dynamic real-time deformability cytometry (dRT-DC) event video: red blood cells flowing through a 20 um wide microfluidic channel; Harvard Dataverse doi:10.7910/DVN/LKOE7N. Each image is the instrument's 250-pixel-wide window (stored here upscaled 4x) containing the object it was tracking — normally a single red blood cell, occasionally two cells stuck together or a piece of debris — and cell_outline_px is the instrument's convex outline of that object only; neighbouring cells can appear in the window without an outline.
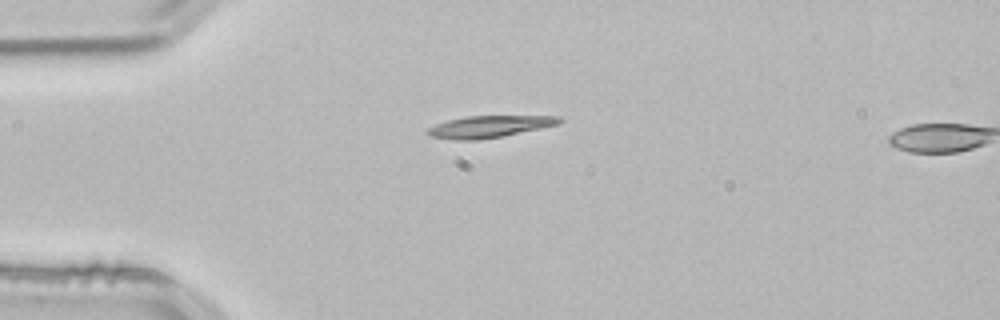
{"species": "common noctule bat (a hibernating species)", "species_latin": "Nyctalus noctula", "temperature_condition": "room temperature", "stored_images_in_passage": 2, "camera_frame_rate_fps": 3000, "um_per_image_px": 0.085, "animal": {"sex": "male", "body_mass_g": 21.5, "forearm_length_mm": 52.0}, "frame": {"image": 1, "passage_image": 1, "time_ms": 0.0, "image_size_px": [1000, 320], "cell_outline_px": [[564, 120], [560, 124], [500, 136], [476, 140], [456, 140], [432, 136], [424, 132], [428, 128], [436, 124], [448, 120], [464, 116], [560, 116]], "centroid_in_image_um": [41.59, 10.75], "position_along_channel_um": 43.4, "area_um2": 16.59}}